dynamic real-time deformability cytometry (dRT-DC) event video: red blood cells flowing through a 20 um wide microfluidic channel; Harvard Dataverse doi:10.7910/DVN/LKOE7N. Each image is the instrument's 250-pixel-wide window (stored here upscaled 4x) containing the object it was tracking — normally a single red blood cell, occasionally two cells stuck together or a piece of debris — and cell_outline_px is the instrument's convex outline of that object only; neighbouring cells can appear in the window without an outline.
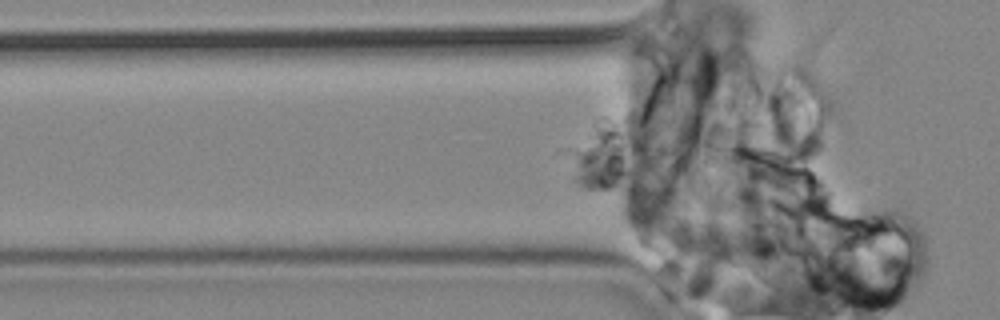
{"species": "common noctule bat (a hibernating species)", "species_latin": "Nyctalus noctula", "temperature_condition": "cold", "stored_images_in_passage": 32, "camera_frame_rate_fps": 3000, "um_per_image_px": 0.085, "animal": {"sex": "male", "body_mass_g": 19.2, "forearm_length_mm": 51.8}, "frame": {"image": 1, "passage_image": 14, "time_ms": 4.333, "image_size_px": [1000, 320], "cell_outline_px": [[624, 188], [620, 192], [592, 192], [576, 184], [572, 180], [572, 176], [576, 164], [584, 148], [592, 144], [620, 144], [624, 156]], "centroid_in_image_um": [51.06, 14.33], "position_along_channel_um": 74.7, "area_um2": 15.49}}